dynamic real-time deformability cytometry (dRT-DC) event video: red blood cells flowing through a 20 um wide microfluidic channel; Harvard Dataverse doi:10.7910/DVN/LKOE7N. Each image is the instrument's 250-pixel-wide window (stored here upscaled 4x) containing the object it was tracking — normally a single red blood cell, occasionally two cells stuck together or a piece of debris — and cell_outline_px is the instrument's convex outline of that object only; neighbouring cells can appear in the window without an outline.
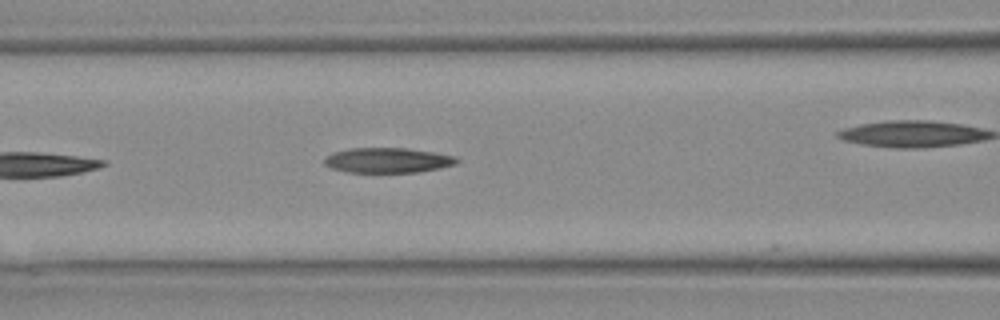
{"species": "Egyptian fruit bat (a non-hibernating species)", "species_latin": "Rousettus aegyptiacus", "temperature_condition": "warm", "stored_images_in_passage": 10, "camera_frame_rate_fps": 3000, "um_per_image_px": 0.085, "animal": {"sex": "female"}, "frame": {"image": 1, "passage_image": 5, "time_ms": 1.333, "image_size_px": [1000, 320], "cell_outline_px": [[460, 160], [456, 164], [440, 168], [416, 172], [348, 172], [332, 168], [324, 164], [324, 160], [332, 152], [348, 148], [404, 148], [432, 152], [456, 156]], "centroid_in_image_um": [32.96, 13.62], "position_along_channel_um": 133.6, "area_um2": 19.25}}